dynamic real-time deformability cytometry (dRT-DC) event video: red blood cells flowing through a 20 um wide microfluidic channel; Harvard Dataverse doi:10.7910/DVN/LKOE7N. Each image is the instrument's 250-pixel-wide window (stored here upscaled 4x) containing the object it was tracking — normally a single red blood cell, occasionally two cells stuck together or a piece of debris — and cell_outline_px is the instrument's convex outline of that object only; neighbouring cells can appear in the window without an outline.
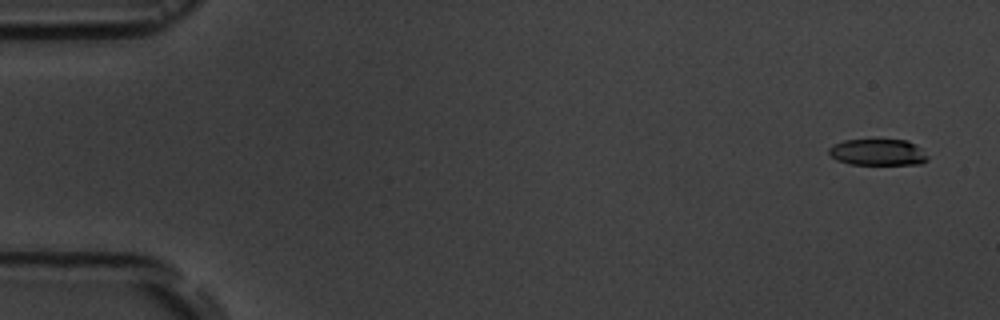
{"species": "common noctule bat (a hibernating species)", "species_latin": "Nyctalus noctula", "temperature_condition": "room temperature", "stored_images_in_passage": 15, "camera_frame_rate_fps": 3000, "um_per_image_px": 0.085, "animal": {"sex": "male", "body_mass_g": 19.5, "forearm_length_mm": 54.6}, "frame": {"image": 1, "passage_image": 1, "time_ms": 0.0, "image_size_px": [1000, 320], "cell_outline_px": [[928, 160], [920, 164], [848, 164], [836, 160], [828, 152], [828, 148], [832, 144], [844, 140], [908, 140], [920, 148], [928, 156]], "centroid_in_image_um": [74.59, 12.94], "position_along_channel_um": 10.4, "area_um2": 15.2}}
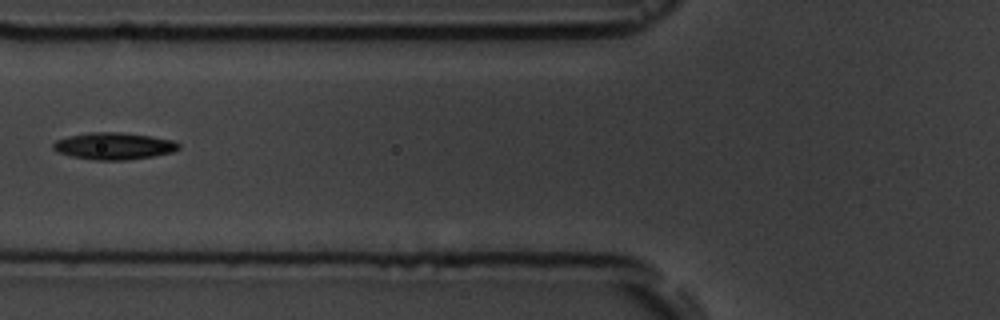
{"frame": {"image": 2, "passage_image": 6, "time_ms": 6.667, "image_size_px": [1000, 320], "cell_outline_px": [[180, 148], [172, 152], [152, 156], [128, 160], [92, 160], [72, 156], [60, 152], [52, 148], [52, 144], [56, 140], [88, 132], [120, 132], [152, 136], [176, 140], [180, 144]], "centroid_in_image_um": [9.73, 12.41], "position_along_channel_um": 116.1, "area_um2": 19.71}}
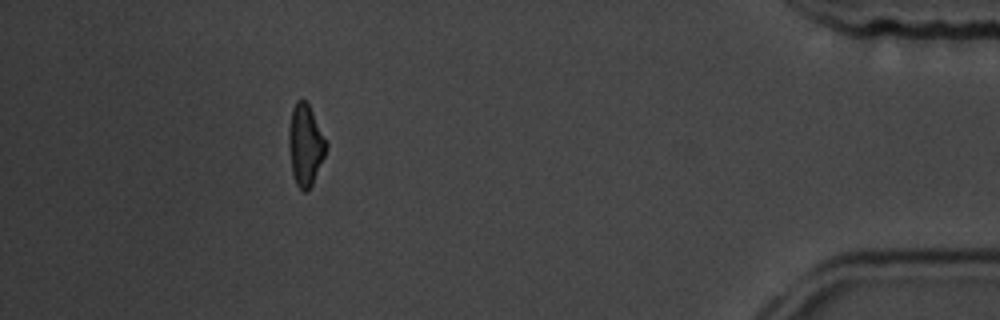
{"frame": {"image": 3, "passage_image": 14, "time_ms": 16.333, "image_size_px": [1000, 320], "cell_outline_px": [[328, 144], [324, 156], [312, 184], [304, 192], [296, 184], [292, 172], [288, 148], [288, 128], [292, 108], [296, 100], [304, 100], [308, 104]], "centroid_in_image_um": [25.93, 12.3], "position_along_channel_um": 409.3, "area_um2": 17.51}, "authors_computed_cell_mechanics": {"area_um2": 18.0914, "velocity_mm_per_s": 3.6129, "shape_relaxation_time_tau1_ms": 10.6311, "shape_relaxation_time_tau2_ms": 4.5685, "deformation_change_tau1": 0.1986, "deformation_change_tau2": 0.1136}}